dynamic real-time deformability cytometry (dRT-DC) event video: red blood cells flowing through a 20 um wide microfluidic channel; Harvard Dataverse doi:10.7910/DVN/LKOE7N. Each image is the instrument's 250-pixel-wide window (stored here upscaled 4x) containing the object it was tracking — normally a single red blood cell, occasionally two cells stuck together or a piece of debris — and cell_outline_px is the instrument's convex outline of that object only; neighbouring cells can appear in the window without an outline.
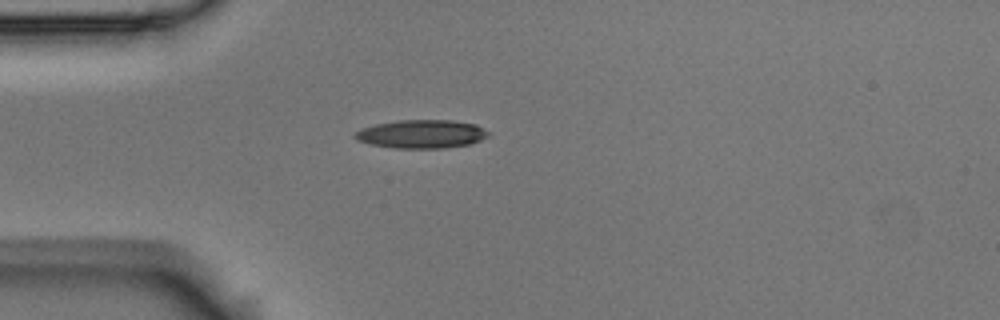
{"species": "Egyptian fruit bat (a non-hibernating species)", "species_latin": "Rousettus aegyptiacus", "temperature_condition": "room temperature", "stored_images_in_passage": 42, "camera_frame_rate_fps": 3000, "um_per_image_px": 0.085, "animal": {"sex": "male"}, "frame": {"image": 1, "passage_image": 1, "time_ms": 0.0, "image_size_px": [1000, 320], "cell_outline_px": [[492, 132], [488, 136], [480, 140], [468, 144], [444, 148], [396, 148], [372, 144], [356, 140], [352, 136], [356, 132], [364, 128], [376, 124], [400, 120], [452, 120], [476, 124]], "centroid_in_image_um": [35.87, 11.39], "position_along_channel_um": 49.1, "area_um2": 22.02}}
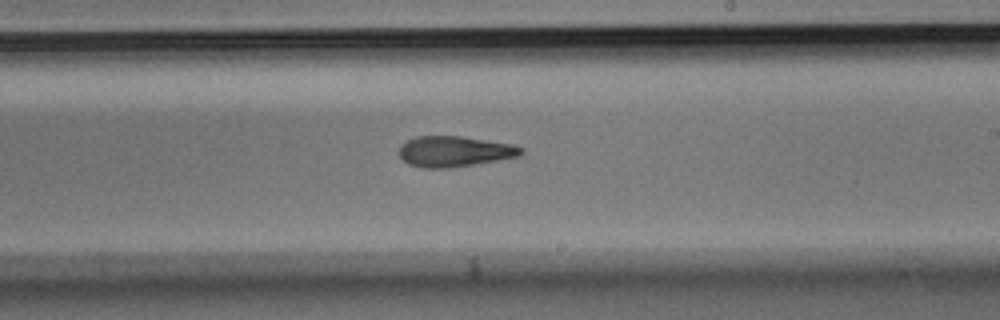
{"frame": {"image": 2, "passage_image": 19, "time_ms": 6.0, "image_size_px": [1000, 320], "cell_outline_px": [[524, 152], [520, 156], [448, 168], [424, 168], [408, 164], [400, 156], [400, 148], [408, 140], [416, 136], [460, 136], [512, 144], [524, 148]], "centroid_in_image_um": [38.65, 12.87], "position_along_channel_um": 250.4, "area_um2": 21.5}}
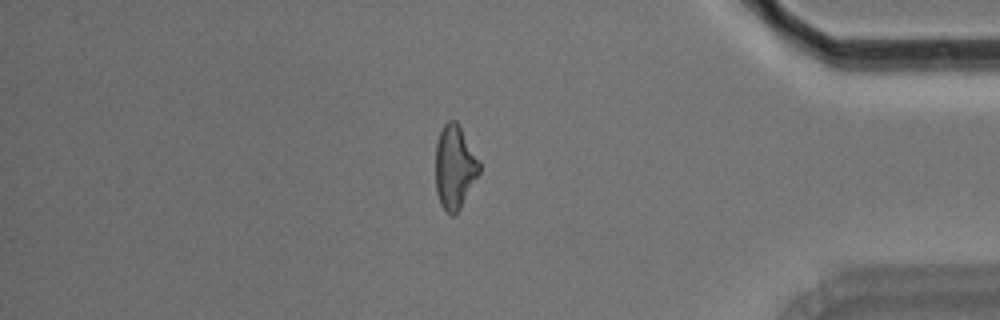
{"frame": {"image": 3, "passage_image": 34, "time_ms": 11.0, "image_size_px": [1000, 320], "cell_outline_px": [[480, 172], [460, 208], [452, 216], [440, 204], [436, 192], [436, 144], [440, 132], [444, 124], [448, 120], [456, 120], [480, 160]], "centroid_in_image_um": [38.65, 14.18], "position_along_channel_um": 396.5, "area_um2": 21.21}, "authors_computed_cell_mechanics": {"area_um2": 21.964, "velocity_mm_per_s": 3.5438, "shape_relaxation_time_tau1_ms": 6.4525, "shape_relaxation_time_tau2_ms": 5.6459, "deformation_change_tau1": 0.1927, "deformation_change_tau2": 0.1641}}